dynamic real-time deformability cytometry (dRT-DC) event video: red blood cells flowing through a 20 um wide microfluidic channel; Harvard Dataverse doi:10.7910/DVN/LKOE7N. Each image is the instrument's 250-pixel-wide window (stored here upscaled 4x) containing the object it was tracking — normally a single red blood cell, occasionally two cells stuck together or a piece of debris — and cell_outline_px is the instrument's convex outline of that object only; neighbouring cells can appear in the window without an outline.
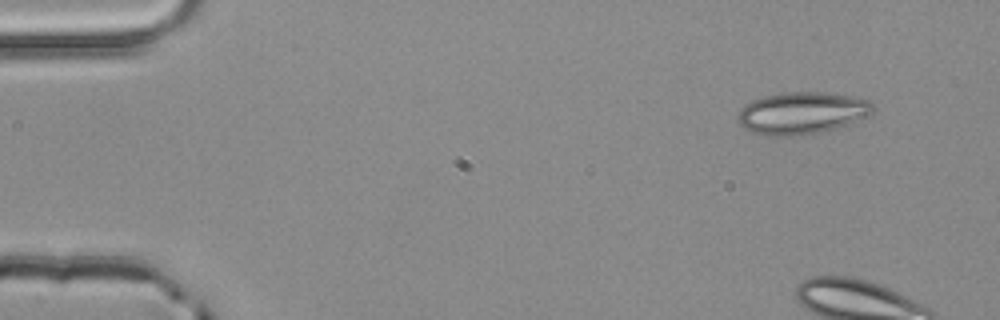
{"species": "common noctule bat (a hibernating species)", "species_latin": "Nyctalus noctula", "temperature_condition": "room temperature", "stored_images_in_passage": 4, "camera_frame_rate_fps": 3000, "um_per_image_px": 0.085, "animal": {"sex": "male", "body_mass_g": 20.4}, "frame": {"image": 1, "passage_image": 1, "time_ms": 0.0, "image_size_px": [1000, 320], "cell_outline_px": [[876, 108], [868, 116], [848, 124], [836, 128], [820, 132], [796, 136], [768, 136], [748, 132], [736, 120], [736, 116], [740, 108], [744, 104], [752, 100], [764, 96], [784, 92], [824, 92], [852, 96], [868, 100]], "centroid_in_image_um": [68.11, 9.61], "position_along_channel_um": 16.9, "area_um2": 33.58}}